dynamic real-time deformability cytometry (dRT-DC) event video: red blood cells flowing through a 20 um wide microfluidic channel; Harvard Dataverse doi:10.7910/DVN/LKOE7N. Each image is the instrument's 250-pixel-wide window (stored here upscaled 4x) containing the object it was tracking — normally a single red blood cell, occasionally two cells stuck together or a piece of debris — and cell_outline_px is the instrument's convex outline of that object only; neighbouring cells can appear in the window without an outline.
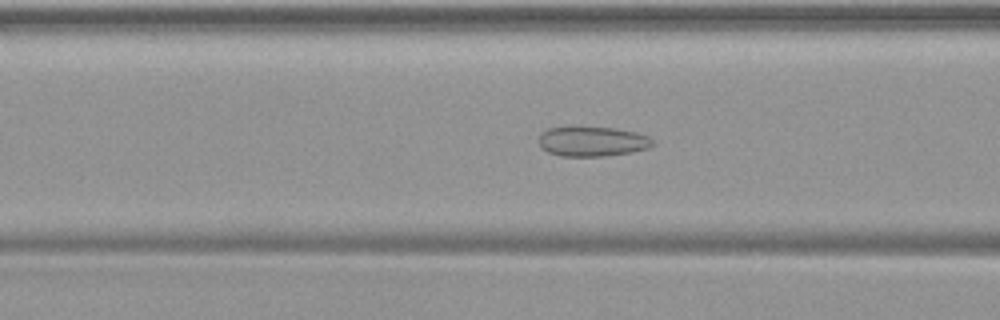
{"species": "common noctule bat (a hibernating species)", "species_latin": "Nyctalus noctula", "temperature_condition": "warm", "stored_images_in_passage": 50, "camera_frame_rate_fps": 3000, "um_per_image_px": 0.085, "animal": {"sex": "female", "body_mass_g": 19.9}, "frame": {"image": 1, "passage_image": 20, "time_ms": 6.333, "image_size_px": [1000, 320], "cell_outline_px": [[656, 144], [648, 148], [632, 152], [604, 156], [560, 156], [548, 152], [540, 148], [540, 132], [548, 128], [616, 128], [636, 132], [648, 136]], "centroid_in_image_um": [50.36, 12.04], "position_along_channel_um": 116.2, "area_um2": 19.65}}
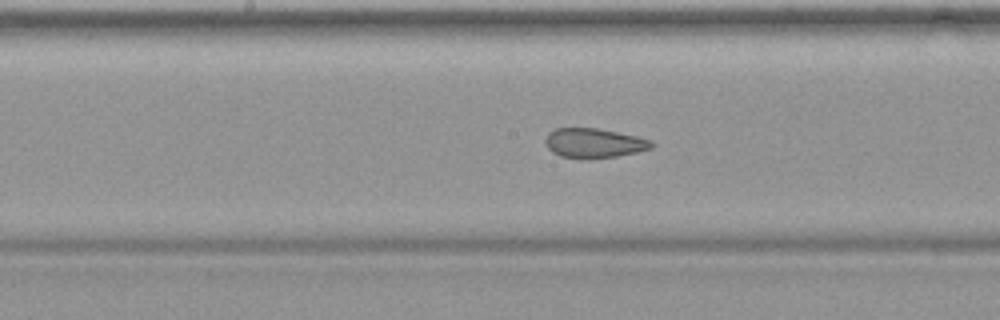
{"frame": {"image": 2, "passage_image": 26, "time_ms": 8.333, "image_size_px": [1000, 320], "cell_outline_px": [[656, 144], [652, 148], [636, 152], [616, 156], [588, 160], [584, 160], [560, 156], [552, 152], [548, 148], [544, 140], [548, 132], [556, 128], [596, 128], [636, 136], [652, 140]], "centroid_in_image_um": [50.47, 12.18], "position_along_channel_um": 197.7, "area_um2": 18.55}}
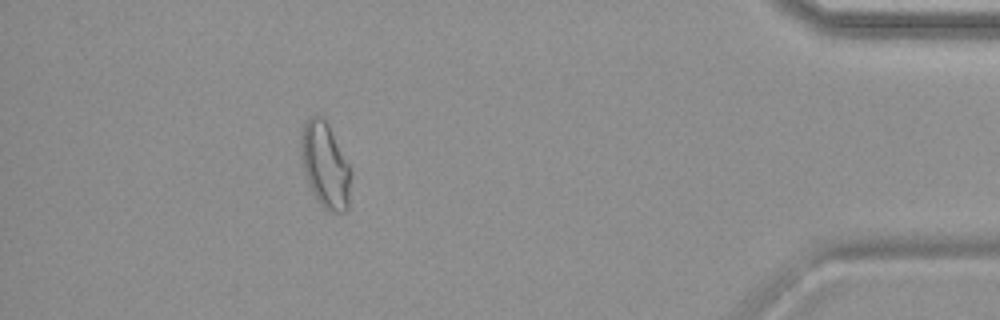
{"frame": {"image": 3, "passage_image": 45, "time_ms": 14.667, "image_size_px": [1000, 320], "cell_outline_px": [[352, 176], [348, 208], [344, 212], [328, 212], [316, 200], [308, 184], [300, 160], [300, 132], [308, 116], [316, 112], [324, 116], [352, 172]], "centroid_in_image_um": [27.61, 14.01], "position_along_channel_um": 407.6, "area_um2": 25.55}}